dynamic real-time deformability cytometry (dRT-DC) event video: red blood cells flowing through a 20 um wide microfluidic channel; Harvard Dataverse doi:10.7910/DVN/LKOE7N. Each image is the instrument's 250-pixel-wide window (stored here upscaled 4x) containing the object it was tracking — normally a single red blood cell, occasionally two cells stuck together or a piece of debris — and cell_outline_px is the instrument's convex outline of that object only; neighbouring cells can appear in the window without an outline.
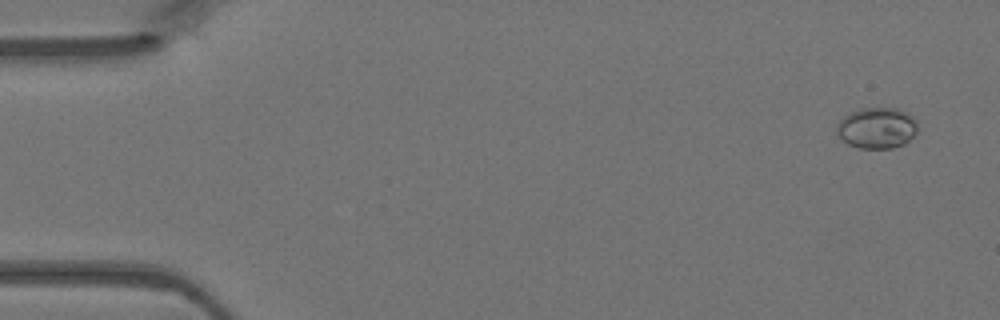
{"species": "Egyptian fruit bat (a non-hibernating species)", "species_latin": "Rousettus aegyptiacus", "temperature_condition": "warm", "stored_images_in_passage": 47, "camera_frame_rate_fps": 3000, "um_per_image_px": 0.085, "animal": {"sex": "female"}, "frame": {"image": 1, "passage_image": 2, "time_ms": 0.333, "image_size_px": [1000, 320], "cell_outline_px": [[916, 132], [904, 144], [892, 148], [860, 148], [848, 144], [836, 136], [836, 128], [840, 120], [848, 112], [860, 108], [900, 108], [908, 112], [916, 120]], "centroid_in_image_um": [74.5, 10.86], "position_along_channel_um": 10.5, "area_um2": 19.54}}
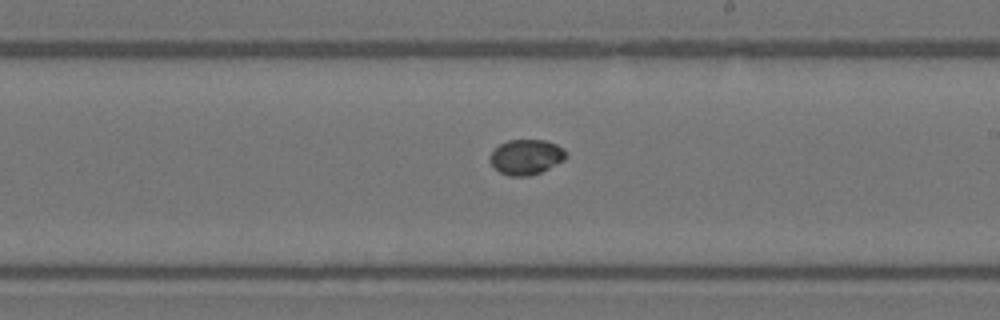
{"frame": {"image": 2, "passage_image": 27, "time_ms": 8.667, "image_size_px": [1000, 320], "cell_outline_px": [[568, 156], [564, 160], [540, 172], [528, 176], [508, 176], [500, 172], [492, 164], [488, 156], [500, 144], [508, 140], [544, 140], [556, 144], [564, 148], [568, 152]], "centroid_in_image_um": [44.75, 13.33], "position_along_channel_um": 244.3, "area_um2": 15.55}}
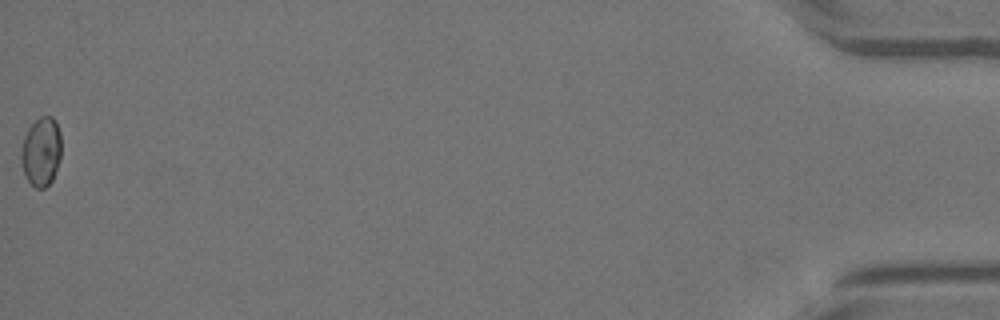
{"frame": {"image": 3, "passage_image": 47, "time_ms": 15.333, "image_size_px": [1000, 320], "cell_outline_px": [[60, 156], [52, 180], [44, 188], [36, 188], [24, 176], [20, 164], [20, 152], [24, 136], [28, 128], [40, 116], [52, 116], [56, 120], [60, 132]], "centroid_in_image_um": [3.47, 12.87], "position_along_channel_um": 431.7, "area_um2": 16.24}}